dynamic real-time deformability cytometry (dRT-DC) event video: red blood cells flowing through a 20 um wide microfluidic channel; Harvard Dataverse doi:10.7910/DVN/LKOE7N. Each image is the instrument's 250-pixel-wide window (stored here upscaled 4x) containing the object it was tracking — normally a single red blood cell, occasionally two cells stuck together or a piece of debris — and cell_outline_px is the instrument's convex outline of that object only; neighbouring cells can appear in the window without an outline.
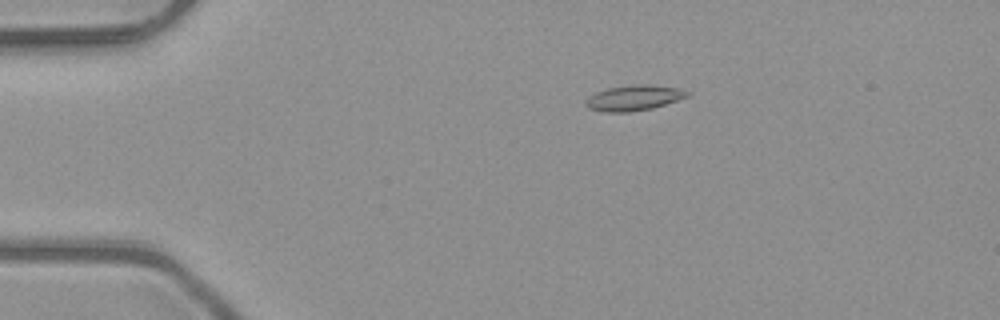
{"species": "common noctule bat (a hibernating species)", "species_latin": "Nyctalus noctula", "temperature_condition": "room temperature", "stored_images_in_passage": 2, "camera_frame_rate_fps": 3000, "um_per_image_px": 0.085, "animal": {"sex": "male", "body_mass_g": 23.1, "forearm_length_mm": 52.7}, "frame": {"image": 1, "passage_image": 1, "time_ms": 0.0, "image_size_px": [1000, 320], "cell_outline_px": [[692, 92], [688, 96], [652, 108], [628, 112], [604, 112], [588, 108], [584, 104], [588, 96], [596, 92], [608, 88], [636, 84], [648, 84], [680, 88]], "centroid_in_image_um": [53.87, 8.31], "position_along_channel_um": 31.1, "area_um2": 15.03}}